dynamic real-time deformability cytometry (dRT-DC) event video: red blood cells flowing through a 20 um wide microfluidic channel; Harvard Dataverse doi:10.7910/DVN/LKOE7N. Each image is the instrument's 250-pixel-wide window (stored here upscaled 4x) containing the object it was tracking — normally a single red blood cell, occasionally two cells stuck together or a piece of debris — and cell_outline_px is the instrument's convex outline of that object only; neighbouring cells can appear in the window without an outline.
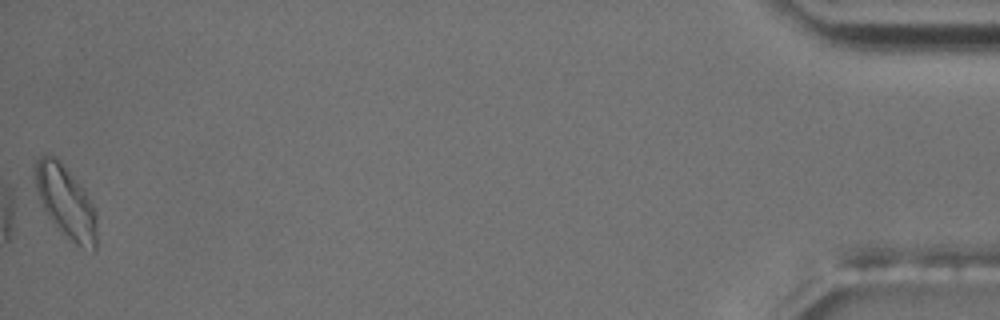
{"species": "common noctule bat (a hibernating species)", "species_latin": "Nyctalus noctula", "temperature_condition": "room temperature", "stored_images_in_passage": 39, "camera_frame_rate_fps": 3000, "um_per_image_px": 0.085, "animal": {"sex": "male", "body_mass_g": 17.5, "forearm_length_mm": 52.3}, "frame": {"image": 1, "passage_image": 39, "time_ms": 12.667, "image_size_px": [1000, 320], "cell_outline_px": [[96, 248], [92, 252], [76, 244], [60, 232], [48, 216], [44, 208], [36, 188], [36, 160], [40, 156], [48, 152], [56, 156], [84, 188], [96, 208]], "centroid_in_image_um": [5.63, 17.15], "position_along_channel_um": 429.6, "area_um2": 26.07}, "authors_computed_cell_mechanics": {"area_um2": 18.4382, "velocity_mm_per_s": 3.5997, "shape_relaxation_time_tau1_ms": 10.9477, "shape_relaxation_time_tau2_ms": 2.9583, "deformation_change_tau1": 0.191, "deformation_change_tau2": 0.0969}}